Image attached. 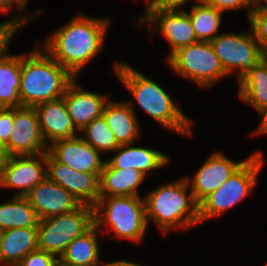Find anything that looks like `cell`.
Instances as JSON below:
<instances>
[{
    "instance_id": "cell-1",
    "label": "cell",
    "mask_w": 267,
    "mask_h": 266,
    "mask_svg": "<svg viewBox=\"0 0 267 266\" xmlns=\"http://www.w3.org/2000/svg\"><path fill=\"white\" fill-rule=\"evenodd\" d=\"M109 25L108 19H95L81 13L48 35L45 50L75 77L102 49Z\"/></svg>"
},
{
    "instance_id": "cell-2",
    "label": "cell",
    "mask_w": 267,
    "mask_h": 266,
    "mask_svg": "<svg viewBox=\"0 0 267 266\" xmlns=\"http://www.w3.org/2000/svg\"><path fill=\"white\" fill-rule=\"evenodd\" d=\"M40 47L22 55L20 107L36 105L62 98L75 77Z\"/></svg>"
},
{
    "instance_id": "cell-3",
    "label": "cell",
    "mask_w": 267,
    "mask_h": 266,
    "mask_svg": "<svg viewBox=\"0 0 267 266\" xmlns=\"http://www.w3.org/2000/svg\"><path fill=\"white\" fill-rule=\"evenodd\" d=\"M115 73L140 107L162 126L180 134L192 133L191 119L155 81L122 62H115Z\"/></svg>"
},
{
    "instance_id": "cell-4",
    "label": "cell",
    "mask_w": 267,
    "mask_h": 266,
    "mask_svg": "<svg viewBox=\"0 0 267 266\" xmlns=\"http://www.w3.org/2000/svg\"><path fill=\"white\" fill-rule=\"evenodd\" d=\"M186 178L177 182L159 186L149 193L145 201L146 219L150 217L159 226L164 235L172 227L187 228L200 222L198 204L190 191Z\"/></svg>"
},
{
    "instance_id": "cell-5",
    "label": "cell",
    "mask_w": 267,
    "mask_h": 266,
    "mask_svg": "<svg viewBox=\"0 0 267 266\" xmlns=\"http://www.w3.org/2000/svg\"><path fill=\"white\" fill-rule=\"evenodd\" d=\"M93 208L94 225L98 229L106 225L112 227L120 239L142 240L147 228L144 199L137 196L100 197Z\"/></svg>"
},
{
    "instance_id": "cell-6",
    "label": "cell",
    "mask_w": 267,
    "mask_h": 266,
    "mask_svg": "<svg viewBox=\"0 0 267 266\" xmlns=\"http://www.w3.org/2000/svg\"><path fill=\"white\" fill-rule=\"evenodd\" d=\"M262 159L260 152L248 157L228 180L198 204L200 222L222 214L252 193Z\"/></svg>"
},
{
    "instance_id": "cell-7",
    "label": "cell",
    "mask_w": 267,
    "mask_h": 266,
    "mask_svg": "<svg viewBox=\"0 0 267 266\" xmlns=\"http://www.w3.org/2000/svg\"><path fill=\"white\" fill-rule=\"evenodd\" d=\"M94 225V208L81 204L77 209L55 215L38 223V249L59 259L66 247Z\"/></svg>"
},
{
    "instance_id": "cell-8",
    "label": "cell",
    "mask_w": 267,
    "mask_h": 266,
    "mask_svg": "<svg viewBox=\"0 0 267 266\" xmlns=\"http://www.w3.org/2000/svg\"><path fill=\"white\" fill-rule=\"evenodd\" d=\"M170 67L200 86L212 87L227 76L210 42L197 41L178 49L168 57Z\"/></svg>"
},
{
    "instance_id": "cell-9",
    "label": "cell",
    "mask_w": 267,
    "mask_h": 266,
    "mask_svg": "<svg viewBox=\"0 0 267 266\" xmlns=\"http://www.w3.org/2000/svg\"><path fill=\"white\" fill-rule=\"evenodd\" d=\"M210 43L227 75L237 68L240 69L238 80L265 57L253 32L250 35L246 33L220 34Z\"/></svg>"
},
{
    "instance_id": "cell-10",
    "label": "cell",
    "mask_w": 267,
    "mask_h": 266,
    "mask_svg": "<svg viewBox=\"0 0 267 266\" xmlns=\"http://www.w3.org/2000/svg\"><path fill=\"white\" fill-rule=\"evenodd\" d=\"M43 164L47 166L46 153L10 156L0 167V186L20 189L15 196L25 197L47 177Z\"/></svg>"
},
{
    "instance_id": "cell-11",
    "label": "cell",
    "mask_w": 267,
    "mask_h": 266,
    "mask_svg": "<svg viewBox=\"0 0 267 266\" xmlns=\"http://www.w3.org/2000/svg\"><path fill=\"white\" fill-rule=\"evenodd\" d=\"M47 177L70 192L81 204L94 206L100 198V173L79 172L46 152Z\"/></svg>"
},
{
    "instance_id": "cell-12",
    "label": "cell",
    "mask_w": 267,
    "mask_h": 266,
    "mask_svg": "<svg viewBox=\"0 0 267 266\" xmlns=\"http://www.w3.org/2000/svg\"><path fill=\"white\" fill-rule=\"evenodd\" d=\"M13 129L6 144L8 153L13 155H37L46 153L48 145L44 140L34 107L14 108Z\"/></svg>"
},
{
    "instance_id": "cell-13",
    "label": "cell",
    "mask_w": 267,
    "mask_h": 266,
    "mask_svg": "<svg viewBox=\"0 0 267 266\" xmlns=\"http://www.w3.org/2000/svg\"><path fill=\"white\" fill-rule=\"evenodd\" d=\"M47 152L58 162L79 172L101 173L106 162L100 159L101 152L77 136L52 142Z\"/></svg>"
},
{
    "instance_id": "cell-14",
    "label": "cell",
    "mask_w": 267,
    "mask_h": 266,
    "mask_svg": "<svg viewBox=\"0 0 267 266\" xmlns=\"http://www.w3.org/2000/svg\"><path fill=\"white\" fill-rule=\"evenodd\" d=\"M142 22L159 27L161 33L171 44L169 57L178 49L197 42L196 33L187 12L180 10H146ZM157 25V26H156Z\"/></svg>"
},
{
    "instance_id": "cell-15",
    "label": "cell",
    "mask_w": 267,
    "mask_h": 266,
    "mask_svg": "<svg viewBox=\"0 0 267 266\" xmlns=\"http://www.w3.org/2000/svg\"><path fill=\"white\" fill-rule=\"evenodd\" d=\"M39 220L77 209L81 203L66 189L46 177L25 196Z\"/></svg>"
},
{
    "instance_id": "cell-16",
    "label": "cell",
    "mask_w": 267,
    "mask_h": 266,
    "mask_svg": "<svg viewBox=\"0 0 267 266\" xmlns=\"http://www.w3.org/2000/svg\"><path fill=\"white\" fill-rule=\"evenodd\" d=\"M246 160L234 162L221 153H212L191 182L186 177L188 183L191 184V193L195 202L199 204L205 197L218 189Z\"/></svg>"
},
{
    "instance_id": "cell-17",
    "label": "cell",
    "mask_w": 267,
    "mask_h": 266,
    "mask_svg": "<svg viewBox=\"0 0 267 266\" xmlns=\"http://www.w3.org/2000/svg\"><path fill=\"white\" fill-rule=\"evenodd\" d=\"M63 99L73 125L79 132L103 115L108 102L104 95L83 90L75 80L66 89Z\"/></svg>"
},
{
    "instance_id": "cell-18",
    "label": "cell",
    "mask_w": 267,
    "mask_h": 266,
    "mask_svg": "<svg viewBox=\"0 0 267 266\" xmlns=\"http://www.w3.org/2000/svg\"><path fill=\"white\" fill-rule=\"evenodd\" d=\"M40 130L44 140H50V144L60 139H71L76 137V128L67 111L64 99L43 102L36 105Z\"/></svg>"
},
{
    "instance_id": "cell-19",
    "label": "cell",
    "mask_w": 267,
    "mask_h": 266,
    "mask_svg": "<svg viewBox=\"0 0 267 266\" xmlns=\"http://www.w3.org/2000/svg\"><path fill=\"white\" fill-rule=\"evenodd\" d=\"M114 152L116 155L105 160L112 168L136 169L145 176L150 170L158 169L169 163V157L154 149L145 147H134L132 143L122 144Z\"/></svg>"
},
{
    "instance_id": "cell-20",
    "label": "cell",
    "mask_w": 267,
    "mask_h": 266,
    "mask_svg": "<svg viewBox=\"0 0 267 266\" xmlns=\"http://www.w3.org/2000/svg\"><path fill=\"white\" fill-rule=\"evenodd\" d=\"M146 176L139 170L112 168L107 162L100 173V197L139 196L137 191Z\"/></svg>"
},
{
    "instance_id": "cell-21",
    "label": "cell",
    "mask_w": 267,
    "mask_h": 266,
    "mask_svg": "<svg viewBox=\"0 0 267 266\" xmlns=\"http://www.w3.org/2000/svg\"><path fill=\"white\" fill-rule=\"evenodd\" d=\"M134 106L132 103L108 101L103 110V117L119 145L130 144L139 134Z\"/></svg>"
},
{
    "instance_id": "cell-22",
    "label": "cell",
    "mask_w": 267,
    "mask_h": 266,
    "mask_svg": "<svg viewBox=\"0 0 267 266\" xmlns=\"http://www.w3.org/2000/svg\"><path fill=\"white\" fill-rule=\"evenodd\" d=\"M37 249V228H12L5 230L0 243V264L16 266L26 255Z\"/></svg>"
},
{
    "instance_id": "cell-23",
    "label": "cell",
    "mask_w": 267,
    "mask_h": 266,
    "mask_svg": "<svg viewBox=\"0 0 267 266\" xmlns=\"http://www.w3.org/2000/svg\"><path fill=\"white\" fill-rule=\"evenodd\" d=\"M7 50L0 53V108H16L20 107L22 55H10Z\"/></svg>"
},
{
    "instance_id": "cell-24",
    "label": "cell",
    "mask_w": 267,
    "mask_h": 266,
    "mask_svg": "<svg viewBox=\"0 0 267 266\" xmlns=\"http://www.w3.org/2000/svg\"><path fill=\"white\" fill-rule=\"evenodd\" d=\"M97 226L76 237L59 258L62 266H100Z\"/></svg>"
},
{
    "instance_id": "cell-25",
    "label": "cell",
    "mask_w": 267,
    "mask_h": 266,
    "mask_svg": "<svg viewBox=\"0 0 267 266\" xmlns=\"http://www.w3.org/2000/svg\"><path fill=\"white\" fill-rule=\"evenodd\" d=\"M240 98L259 113L267 108V56L239 80Z\"/></svg>"
},
{
    "instance_id": "cell-26",
    "label": "cell",
    "mask_w": 267,
    "mask_h": 266,
    "mask_svg": "<svg viewBox=\"0 0 267 266\" xmlns=\"http://www.w3.org/2000/svg\"><path fill=\"white\" fill-rule=\"evenodd\" d=\"M39 218L26 197L14 196L11 201L0 204V227L37 228Z\"/></svg>"
},
{
    "instance_id": "cell-27",
    "label": "cell",
    "mask_w": 267,
    "mask_h": 266,
    "mask_svg": "<svg viewBox=\"0 0 267 266\" xmlns=\"http://www.w3.org/2000/svg\"><path fill=\"white\" fill-rule=\"evenodd\" d=\"M221 11L209 6L205 1L193 5L189 15L198 41L211 42L218 34Z\"/></svg>"
},
{
    "instance_id": "cell-28",
    "label": "cell",
    "mask_w": 267,
    "mask_h": 266,
    "mask_svg": "<svg viewBox=\"0 0 267 266\" xmlns=\"http://www.w3.org/2000/svg\"><path fill=\"white\" fill-rule=\"evenodd\" d=\"M81 132L86 136L83 140L101 153L113 152L120 146L103 116L94 119Z\"/></svg>"
},
{
    "instance_id": "cell-29",
    "label": "cell",
    "mask_w": 267,
    "mask_h": 266,
    "mask_svg": "<svg viewBox=\"0 0 267 266\" xmlns=\"http://www.w3.org/2000/svg\"><path fill=\"white\" fill-rule=\"evenodd\" d=\"M249 23L263 55L267 56V5L254 8L249 15Z\"/></svg>"
},
{
    "instance_id": "cell-30",
    "label": "cell",
    "mask_w": 267,
    "mask_h": 266,
    "mask_svg": "<svg viewBox=\"0 0 267 266\" xmlns=\"http://www.w3.org/2000/svg\"><path fill=\"white\" fill-rule=\"evenodd\" d=\"M59 259L55 255L35 250L26 255L16 266H57Z\"/></svg>"
},
{
    "instance_id": "cell-31",
    "label": "cell",
    "mask_w": 267,
    "mask_h": 266,
    "mask_svg": "<svg viewBox=\"0 0 267 266\" xmlns=\"http://www.w3.org/2000/svg\"><path fill=\"white\" fill-rule=\"evenodd\" d=\"M0 24V53L9 45L10 40L13 38L14 34L20 27L26 25L29 21V18H24L23 20L20 17L13 16L12 19L7 20Z\"/></svg>"
},
{
    "instance_id": "cell-32",
    "label": "cell",
    "mask_w": 267,
    "mask_h": 266,
    "mask_svg": "<svg viewBox=\"0 0 267 266\" xmlns=\"http://www.w3.org/2000/svg\"><path fill=\"white\" fill-rule=\"evenodd\" d=\"M209 6L223 12L226 10H235L243 7H249L248 17L253 11V1L252 0H204Z\"/></svg>"
},
{
    "instance_id": "cell-33",
    "label": "cell",
    "mask_w": 267,
    "mask_h": 266,
    "mask_svg": "<svg viewBox=\"0 0 267 266\" xmlns=\"http://www.w3.org/2000/svg\"><path fill=\"white\" fill-rule=\"evenodd\" d=\"M14 108H0V141L8 143L13 129Z\"/></svg>"
},
{
    "instance_id": "cell-34",
    "label": "cell",
    "mask_w": 267,
    "mask_h": 266,
    "mask_svg": "<svg viewBox=\"0 0 267 266\" xmlns=\"http://www.w3.org/2000/svg\"><path fill=\"white\" fill-rule=\"evenodd\" d=\"M188 0H151L146 10H179ZM198 3L204 0H195Z\"/></svg>"
},
{
    "instance_id": "cell-35",
    "label": "cell",
    "mask_w": 267,
    "mask_h": 266,
    "mask_svg": "<svg viewBox=\"0 0 267 266\" xmlns=\"http://www.w3.org/2000/svg\"><path fill=\"white\" fill-rule=\"evenodd\" d=\"M27 0H0V11L8 13L13 5H16L18 10L21 11L25 7Z\"/></svg>"
},
{
    "instance_id": "cell-36",
    "label": "cell",
    "mask_w": 267,
    "mask_h": 266,
    "mask_svg": "<svg viewBox=\"0 0 267 266\" xmlns=\"http://www.w3.org/2000/svg\"><path fill=\"white\" fill-rule=\"evenodd\" d=\"M260 115H262V123H261V127H259V129L255 130V133H267V108H265L263 111H261L259 113ZM257 131V132H256Z\"/></svg>"
},
{
    "instance_id": "cell-37",
    "label": "cell",
    "mask_w": 267,
    "mask_h": 266,
    "mask_svg": "<svg viewBox=\"0 0 267 266\" xmlns=\"http://www.w3.org/2000/svg\"><path fill=\"white\" fill-rule=\"evenodd\" d=\"M6 145L0 141V167L10 158Z\"/></svg>"
},
{
    "instance_id": "cell-38",
    "label": "cell",
    "mask_w": 267,
    "mask_h": 266,
    "mask_svg": "<svg viewBox=\"0 0 267 266\" xmlns=\"http://www.w3.org/2000/svg\"><path fill=\"white\" fill-rule=\"evenodd\" d=\"M101 266H143L141 264H135L133 262L125 261V260H119L111 263H105L104 265Z\"/></svg>"
},
{
    "instance_id": "cell-39",
    "label": "cell",
    "mask_w": 267,
    "mask_h": 266,
    "mask_svg": "<svg viewBox=\"0 0 267 266\" xmlns=\"http://www.w3.org/2000/svg\"><path fill=\"white\" fill-rule=\"evenodd\" d=\"M252 1H253L254 8L262 6V4L267 5V0H252ZM261 1H264L265 3H262Z\"/></svg>"
},
{
    "instance_id": "cell-40",
    "label": "cell",
    "mask_w": 267,
    "mask_h": 266,
    "mask_svg": "<svg viewBox=\"0 0 267 266\" xmlns=\"http://www.w3.org/2000/svg\"><path fill=\"white\" fill-rule=\"evenodd\" d=\"M4 232H5V230L0 227V243H1L2 239H3Z\"/></svg>"
}]
</instances>
